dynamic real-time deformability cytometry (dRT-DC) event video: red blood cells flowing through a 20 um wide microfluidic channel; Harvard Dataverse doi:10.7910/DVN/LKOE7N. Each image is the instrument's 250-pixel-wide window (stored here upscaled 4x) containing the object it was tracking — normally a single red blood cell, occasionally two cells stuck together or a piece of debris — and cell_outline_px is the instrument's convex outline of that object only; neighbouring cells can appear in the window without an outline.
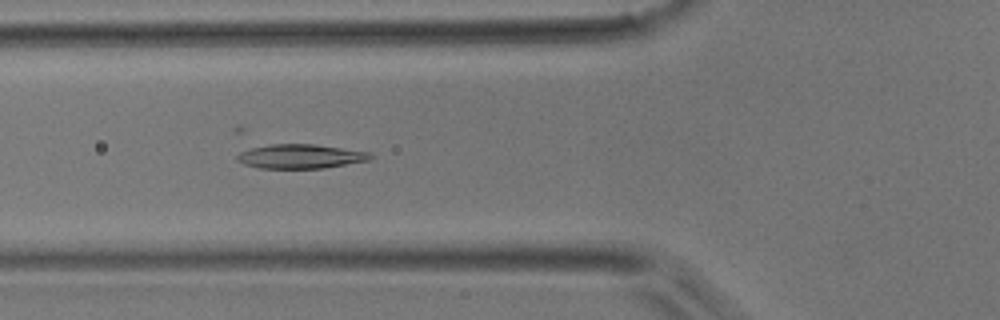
{"species": "common noctule bat (a hibernating species)", "species_latin": "Nyctalus noctula", "temperature_condition": "room temperature", "stored_images_in_passage": 46, "camera_frame_rate_fps": 3000, "um_per_image_px": 0.085, "animal": {"sex": "male", "body_mass_g": 17.9}, "frame": {"image": 1, "passage_image": 16, "time_ms": 5.0, "image_size_px": [1000, 320], "cell_outline_px": [[372, 156], [368, 160], [324, 168], [260, 168], [244, 164], [236, 160], [236, 156], [240, 152], [252, 148], [272, 144], [316, 144], [372, 152]], "centroid_in_image_um": [25.55, 13.28], "position_along_channel_um": 100.3, "area_um2": 18.73}}
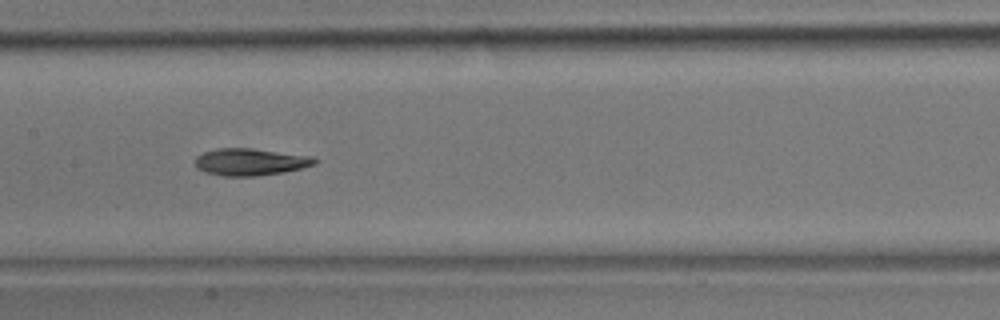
{"frame": {"image": 2, "passage_image": 22, "time_ms": 7.0, "image_size_px": [1000, 320], "cell_outline_px": [[320, 160], [316, 164], [284, 172], [256, 176], [224, 176], [208, 172], [196, 168], [196, 156], [204, 152], [216, 148], [252, 148], [312, 156]], "centroid_in_image_um": [21.31, 13.75], "position_along_channel_um": 186.1, "area_um2": 18.84}}
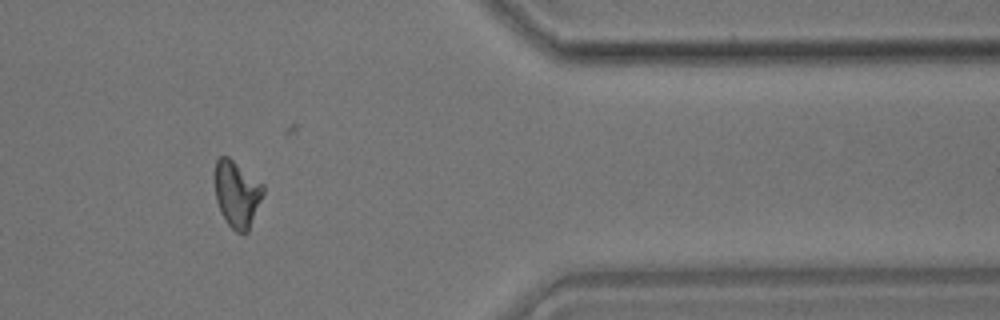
{"frame": {"image": 3, "passage_image": 38, "time_ms": 12.333, "image_size_px": [1000, 320], "cell_outline_px": [[264, 192], [248, 232], [236, 232], [228, 224], [220, 212], [216, 200], [212, 176], [216, 160], [220, 156], [228, 156], [264, 184]], "centroid_in_image_um": [20.1, 16.44], "position_along_channel_um": 391.3, "area_um2": 19.13}}